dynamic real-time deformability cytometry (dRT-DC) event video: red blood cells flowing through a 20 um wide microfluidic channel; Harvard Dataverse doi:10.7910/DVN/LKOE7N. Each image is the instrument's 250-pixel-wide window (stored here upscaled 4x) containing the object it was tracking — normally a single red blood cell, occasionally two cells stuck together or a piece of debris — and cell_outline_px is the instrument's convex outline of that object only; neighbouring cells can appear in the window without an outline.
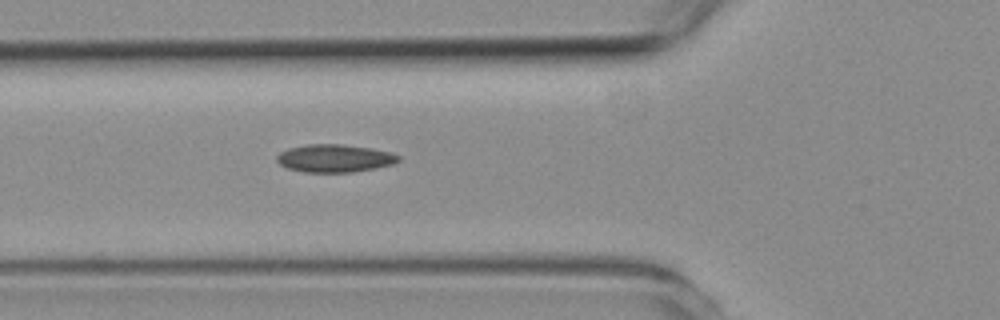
{"species": "common noctule bat (a hibernating species)", "species_latin": "Nyctalus noctula", "temperature_condition": "room temperature", "stored_images_in_passage": 4, "camera_frame_rate_fps": 3000, "um_per_image_px": 0.085, "animal": {"sex": "female", "body_mass_g": 19.3, "forearm_length_mm": 54.1}, "frame": {"image": 1, "passage_image": 4, "time_ms": 4.333, "image_size_px": [1000, 320], "cell_outline_px": [[400, 160], [392, 164], [352, 172], [304, 172], [288, 168], [280, 164], [276, 160], [276, 156], [280, 152], [288, 148], [304, 144], [340, 144], [372, 148], [392, 152], [400, 156]], "centroid_in_image_um": [28.42, 13.44], "position_along_channel_um": 97.4, "area_um2": 19.71}}